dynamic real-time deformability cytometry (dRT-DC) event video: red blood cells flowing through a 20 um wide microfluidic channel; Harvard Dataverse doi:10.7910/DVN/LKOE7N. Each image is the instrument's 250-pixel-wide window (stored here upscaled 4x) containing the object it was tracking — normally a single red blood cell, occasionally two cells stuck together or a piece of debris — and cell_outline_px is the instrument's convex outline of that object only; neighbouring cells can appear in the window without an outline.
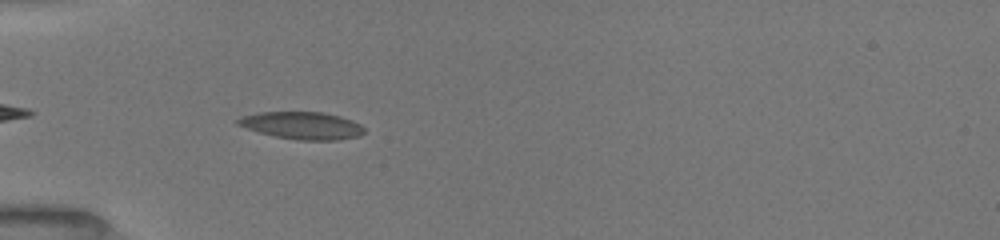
{"species": "common noctule bat (a hibernating species)", "species_latin": "Nyctalus noctula", "temperature_condition": "room temperature", "stored_images_in_passage": 87, "camera_frame_rate_fps": 3000, "um_per_image_px": 0.085, "animal": {"sex": "female", "body_mass_g": 19.5, "forearm_length_mm": 54.1}, "frame": {"image": 1, "passage_image": 7, "time_ms": 1.0, "image_size_px": [1000, 240], "cell_outline_px": [[364, 132], [360, 136], [340, 140], [300, 140], [276, 136], [260, 132], [236, 124], [236, 120], [240, 116], [260, 112], [324, 112], [340, 116], [352, 120], [360, 124], [364, 128]], "centroid_in_image_um": [25.71, 10.66], "position_along_channel_um": 59.3, "area_um2": 20.11}}
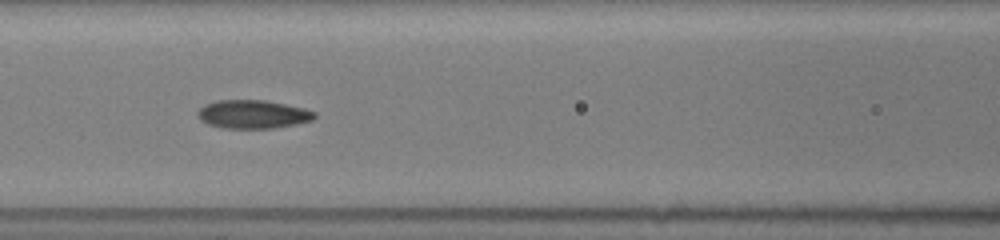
{"frame": {"image": 2, "passage_image": 22, "time_ms": 3.333, "image_size_px": [1000, 240], "cell_outline_px": [[316, 116], [312, 120], [296, 124], [272, 128], [224, 128], [208, 124], [200, 120], [196, 116], [196, 112], [204, 104], [216, 100], [268, 100], [304, 108], [316, 112]], "centroid_in_image_um": [21.47, 9.7], "position_along_channel_um": 145.1, "area_um2": 19.54}}
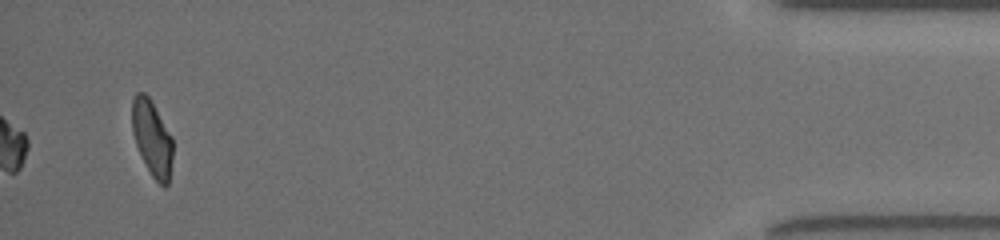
{"frame": {"image": 3, "passage_image": 87, "time_ms": 12.0, "image_size_px": [1000, 240], "cell_outline_px": [[172, 156], [168, 184], [164, 188], [152, 176], [136, 144], [132, 132], [132, 96], [136, 92], [144, 92], [152, 100], [172, 136]], "centroid_in_image_um": [12.92, 11.68], "position_along_channel_um": 422.3, "area_um2": 17.92}, "authors_computed_cell_mechanics": {"area_um2": 17.6868, "velocity_mm_per_s": 4.0049, "shape_relaxation_time_tau1_ms": 0.6186, "shape_relaxation_time_tau2_ms": null, "deformation_change_tau1": 0.0542, "deformation_change_tau2": null}}